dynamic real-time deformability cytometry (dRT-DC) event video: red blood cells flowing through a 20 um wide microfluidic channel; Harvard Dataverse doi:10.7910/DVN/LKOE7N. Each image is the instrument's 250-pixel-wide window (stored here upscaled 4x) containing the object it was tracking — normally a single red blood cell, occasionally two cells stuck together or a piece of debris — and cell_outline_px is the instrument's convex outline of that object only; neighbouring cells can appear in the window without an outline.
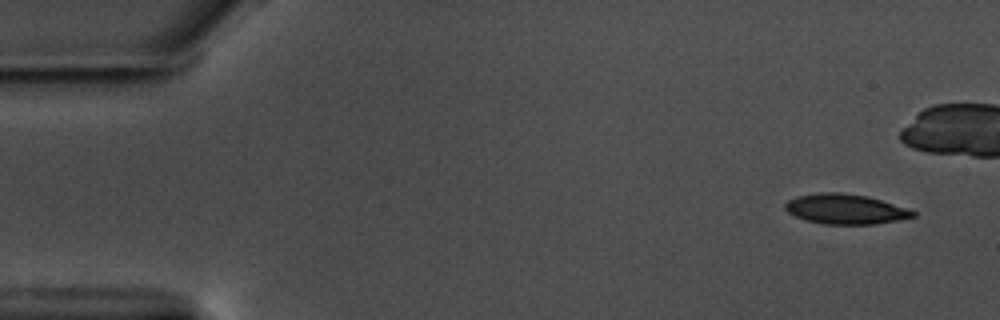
{"species": "common noctule bat (a hibernating species)", "species_latin": "Nyctalus noctula", "temperature_condition": "warm", "stored_images_in_passage": 44, "camera_frame_rate_fps": 3000, "um_per_image_px": 0.085, "animal": {"sex": "male", "body_mass_g": 17.5, "forearm_length_mm": 52.3}, "frame": {"image": 1, "passage_image": 1, "time_ms": 0.0, "image_size_px": [1000, 320], "cell_outline_px": [[916, 216], [896, 220], [872, 224], [824, 224], [804, 220], [788, 212], [784, 208], [784, 204], [788, 200], [796, 196], [820, 192], [840, 192], [868, 196], [916, 212]], "centroid_in_image_um": [71.79, 17.76], "position_along_channel_um": 13.2, "area_um2": 22.14}}
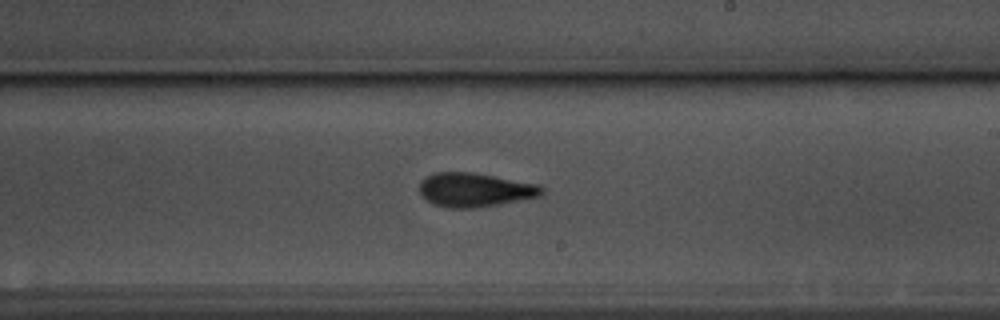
{"frame": {"image": 2, "passage_image": 31, "time_ms": 10.0, "image_size_px": [1000, 320], "cell_outline_px": [[544, 192], [540, 196], [496, 204], [472, 208], [452, 208], [432, 204], [420, 196], [420, 180], [432, 172], [472, 172], [540, 184], [544, 188]], "centroid_in_image_um": [40.33, 16.12], "position_along_channel_um": 248.7, "area_um2": 24.28}}
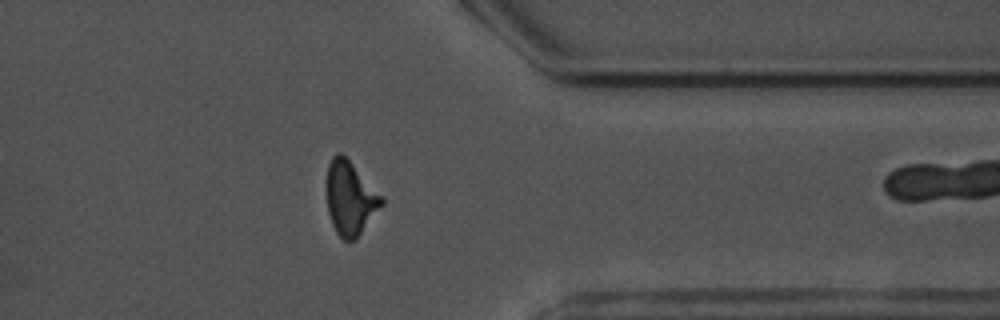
{"frame": {"image": 3, "passage_image": 43, "time_ms": 14.0, "image_size_px": [1000, 320], "cell_outline_px": [[384, 204], [356, 240], [344, 240], [336, 232], [332, 224], [328, 212], [328, 164], [332, 156], [336, 152], [340, 152], [348, 160], [384, 200]], "centroid_in_image_um": [29.76, 16.89], "position_along_channel_um": 381.6, "area_um2": 22.95}}